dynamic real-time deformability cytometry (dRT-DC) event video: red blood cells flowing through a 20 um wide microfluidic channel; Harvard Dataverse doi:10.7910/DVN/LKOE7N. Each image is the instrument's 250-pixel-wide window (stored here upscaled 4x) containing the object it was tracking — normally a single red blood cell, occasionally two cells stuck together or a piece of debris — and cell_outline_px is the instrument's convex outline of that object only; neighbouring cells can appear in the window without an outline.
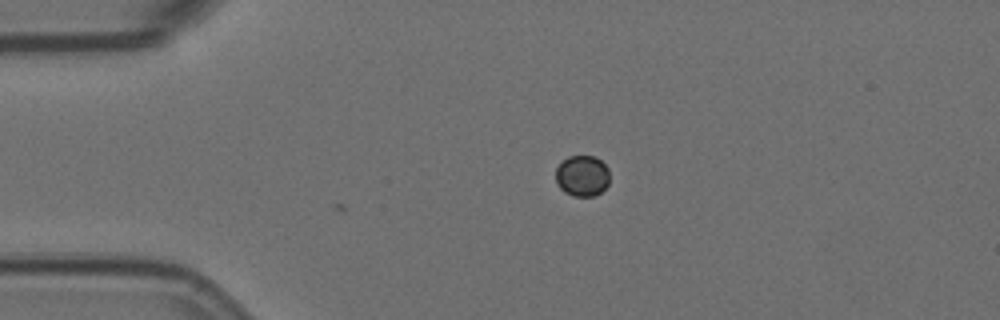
{"species": "Egyptian fruit bat (a non-hibernating species)", "species_latin": "Rousettus aegyptiacus", "temperature_condition": "room temperature", "stored_images_in_passage": 3, "camera_frame_rate_fps": 3000, "um_per_image_px": 0.085, "animal": {"sex": "female"}, "frame": {"image": 1, "passage_image": 3, "time_ms": 0.667, "image_size_px": [1000, 320], "cell_outline_px": [[608, 184], [600, 192], [592, 196], [572, 196], [564, 192], [560, 188], [556, 180], [556, 168], [568, 156], [596, 156], [608, 168]], "centroid_in_image_um": [49.48, 14.94], "position_along_channel_um": 35.5, "area_um2": 12.77}}